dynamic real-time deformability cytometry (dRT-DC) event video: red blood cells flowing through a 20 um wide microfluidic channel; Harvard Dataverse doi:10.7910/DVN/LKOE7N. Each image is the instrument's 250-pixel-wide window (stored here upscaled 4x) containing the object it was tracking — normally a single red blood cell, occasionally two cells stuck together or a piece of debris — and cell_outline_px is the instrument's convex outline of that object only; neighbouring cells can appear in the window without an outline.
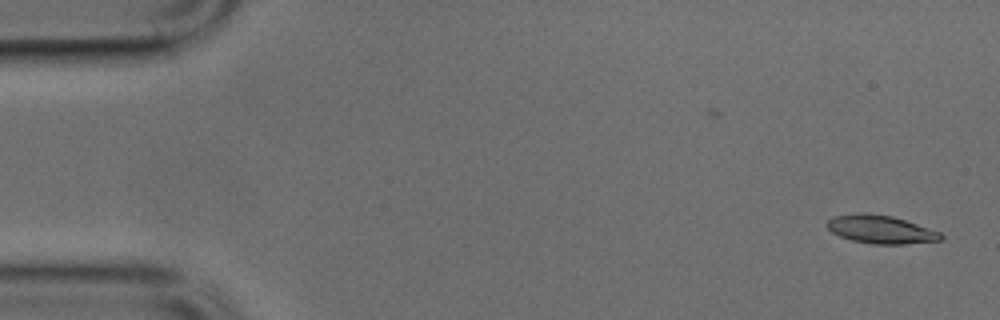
{"species": "common noctule bat (a hibernating species)", "species_latin": "Nyctalus noctula", "temperature_condition": "cold", "stored_images_in_passage": 48, "camera_frame_rate_fps": 3000, "um_per_image_px": 0.085, "animal": {"sex": "male", "body_mass_g": 17.9, "forearm_length_mm": 54.2}, "frame": {"image": 1, "passage_image": 1, "time_ms": 0.0, "image_size_px": [1000, 320], "cell_outline_px": [[944, 236], [940, 240], [904, 244], [872, 244], [852, 240], [840, 236], [832, 232], [824, 224], [832, 216], [860, 212], [864, 212], [892, 216], [940, 232]], "centroid_in_image_um": [74.8, 19.49], "position_along_channel_um": 10.2, "area_um2": 18.67}}
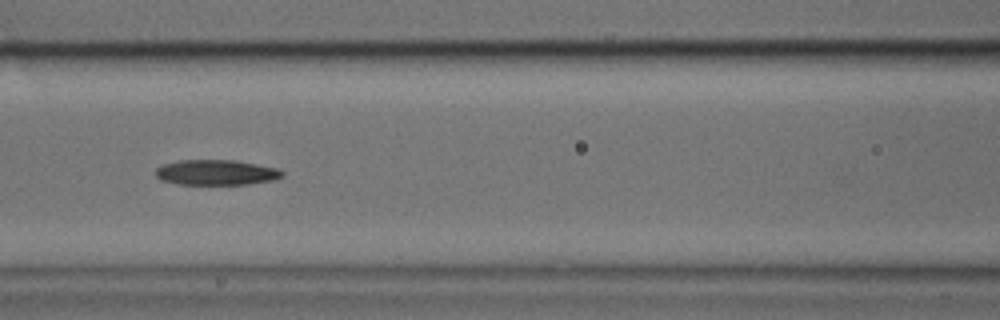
{"frame": {"image": 2, "passage_image": 20, "time_ms": 6.333, "image_size_px": [1000, 320], "cell_outline_px": [[284, 176], [272, 180], [248, 184], [180, 184], [160, 180], [156, 176], [156, 168], [160, 164], [176, 160], [232, 160], [256, 164], [276, 168], [284, 172]], "centroid_in_image_um": [18.33, 14.65], "position_along_channel_um": 148.3, "area_um2": 18.67}}
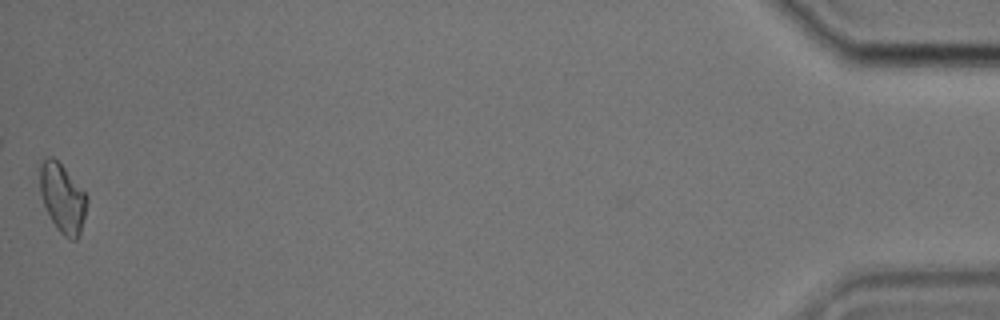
{"frame": {"image": 3, "passage_image": 48, "time_ms": 15.667, "image_size_px": [1000, 320], "cell_outline_px": [[88, 200], [80, 236], [76, 240], [68, 240], [60, 232], [52, 220], [44, 204], [40, 192], [40, 160], [44, 156], [52, 156], [64, 168], [88, 196]], "centroid_in_image_um": [5.32, 16.84], "position_along_channel_um": 429.9, "area_um2": 18.84}}